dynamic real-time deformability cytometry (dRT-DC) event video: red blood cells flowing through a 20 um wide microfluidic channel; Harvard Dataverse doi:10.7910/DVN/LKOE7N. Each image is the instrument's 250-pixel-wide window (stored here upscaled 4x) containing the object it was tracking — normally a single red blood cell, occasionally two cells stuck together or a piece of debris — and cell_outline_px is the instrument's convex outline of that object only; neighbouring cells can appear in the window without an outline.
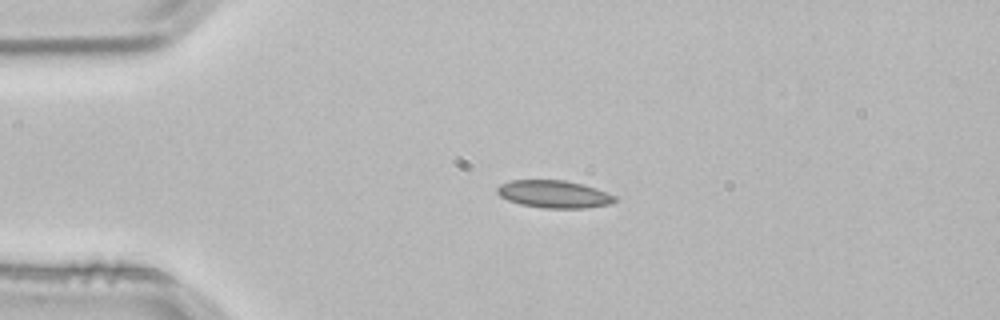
{"species": "common noctule bat (a hibernating species)", "species_latin": "Nyctalus noctula", "temperature_condition": "room temperature", "stored_images_in_passage": 2, "camera_frame_rate_fps": 3000, "um_per_image_px": 0.085, "animal": {"sex": "male", "body_mass_g": 21.5, "forearm_length_mm": 52.0}, "frame": {"image": 1, "passage_image": 1, "time_ms": 0.0, "image_size_px": [1000, 320], "cell_outline_px": [[616, 200], [612, 204], [584, 208], [544, 208], [520, 204], [508, 200], [500, 196], [496, 192], [496, 188], [500, 184], [512, 180], [564, 180], [584, 184], [596, 188], [616, 196]], "centroid_in_image_um": [47.09, 16.5], "position_along_channel_um": 37.9, "area_um2": 18.96}}
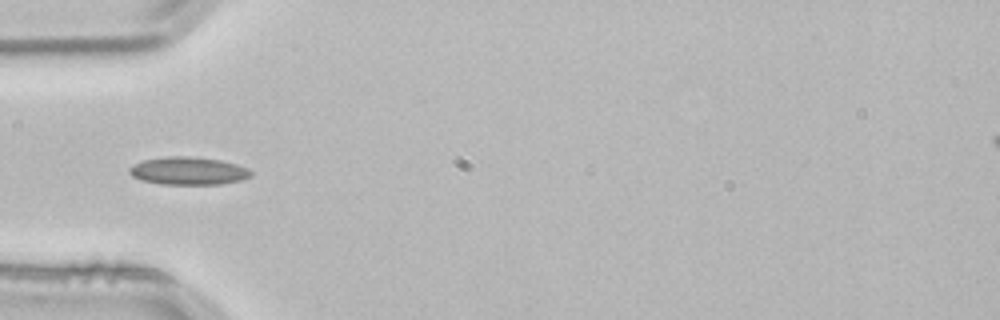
{"frame": {"image": 2, "passage_image": 2, "time_ms": 0.333, "image_size_px": [1000, 320], "cell_outline_px": [[252, 176], [240, 180], [220, 184], [160, 184], [140, 180], [132, 176], [128, 172], [128, 168], [132, 164], [144, 160], [168, 156], [188, 156], [220, 160], [236, 164], [248, 168], [252, 172]], "centroid_in_image_um": [15.97, 14.52], "position_along_channel_um": 69.0, "area_um2": 19.77}}